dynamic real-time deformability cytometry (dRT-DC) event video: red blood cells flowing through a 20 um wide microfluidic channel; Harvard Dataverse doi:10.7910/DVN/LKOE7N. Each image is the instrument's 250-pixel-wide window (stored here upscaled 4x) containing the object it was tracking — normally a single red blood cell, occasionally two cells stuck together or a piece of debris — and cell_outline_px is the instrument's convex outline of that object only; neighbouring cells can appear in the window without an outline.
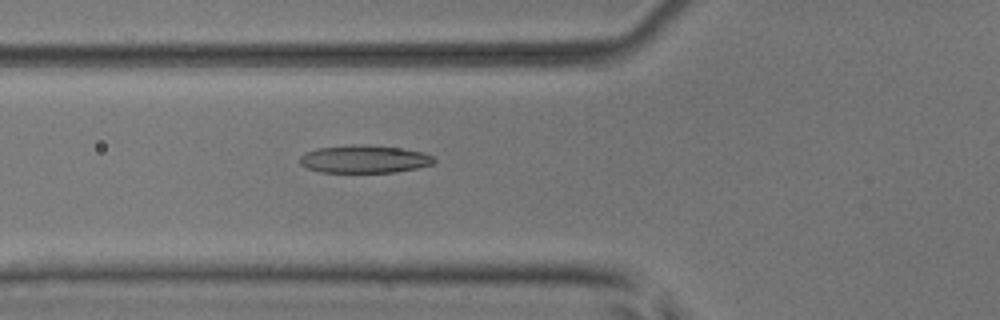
{"species": "common noctule bat (a hibernating species)", "species_latin": "Nyctalus noctula", "temperature_condition": "room temperature", "stored_images_in_passage": 6, "camera_frame_rate_fps": 3000, "um_per_image_px": 0.085, "animal": {"sex": "male", "body_mass_g": 17.9, "forearm_length_mm": 54.2}, "frame": {"image": 1, "passage_image": 6, "time_ms": 6.0, "image_size_px": [1000, 320], "cell_outline_px": [[436, 160], [432, 164], [416, 168], [396, 172], [320, 172], [308, 168], [300, 164], [300, 156], [304, 152], [320, 148], [352, 144], [360, 144], [400, 148], [424, 152], [432, 156]], "centroid_in_image_um": [30.96, 13.52], "position_along_channel_um": 94.8, "area_um2": 21.68}}